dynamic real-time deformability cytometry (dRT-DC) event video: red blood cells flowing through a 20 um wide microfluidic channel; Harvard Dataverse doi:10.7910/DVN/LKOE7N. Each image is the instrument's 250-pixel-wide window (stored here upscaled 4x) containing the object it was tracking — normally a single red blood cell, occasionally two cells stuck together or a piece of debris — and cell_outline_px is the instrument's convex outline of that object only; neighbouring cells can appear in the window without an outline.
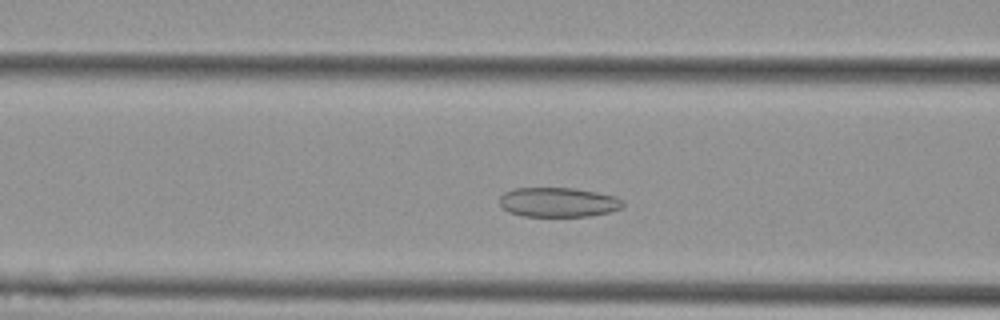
{"species": "Egyptian fruit bat (a non-hibernating species)", "species_latin": "Rousettus aegyptiacus", "temperature_condition": "cold", "stored_images_in_passage": 45, "camera_frame_rate_fps": 3000, "um_per_image_px": 0.085, "animal": {"sex": "female"}, "frame": {"image": 1, "passage_image": 12, "time_ms": 3.667, "image_size_px": [1000, 320], "cell_outline_px": [[624, 204], [620, 208], [612, 212], [588, 216], [520, 216], [508, 212], [500, 204], [500, 196], [504, 192], [512, 188], [572, 188], [596, 192], [616, 196], [624, 200]], "centroid_in_image_um": [47.45, 17.19], "position_along_channel_um": 119.1, "area_um2": 21.39}}
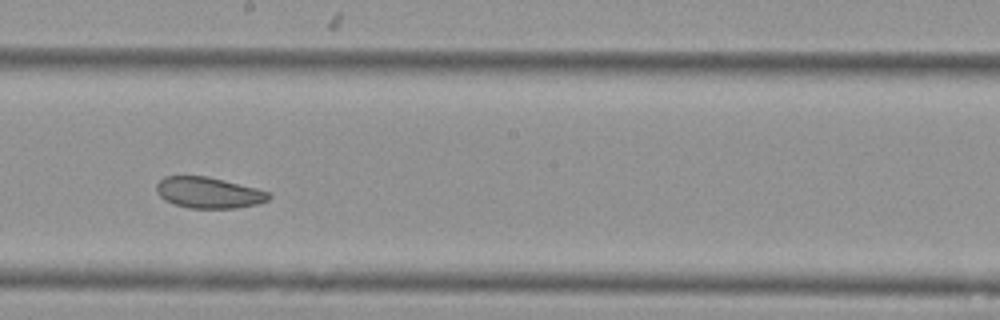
{"frame": {"image": 2, "passage_image": 21, "time_ms": 6.667, "image_size_px": [1000, 320], "cell_outline_px": [[272, 196], [268, 200], [256, 204], [236, 208], [188, 208], [164, 200], [156, 192], [156, 184], [164, 176], [208, 176], [256, 188], [268, 192]], "centroid_in_image_um": [17.71, 16.37], "position_along_channel_um": 230.5, "area_um2": 20.29}}
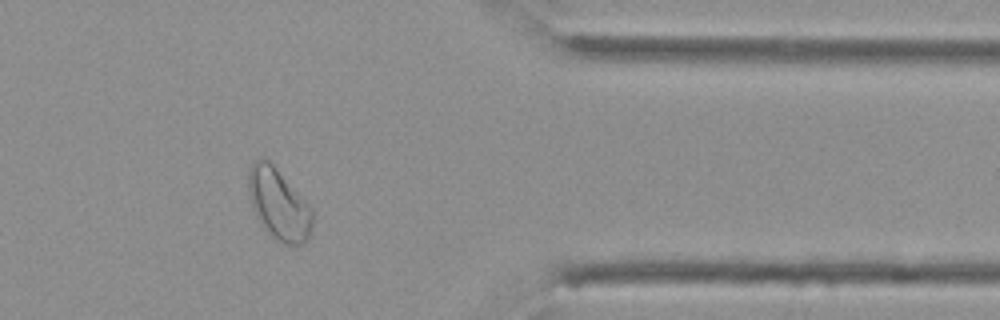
{"frame": {"image": 3, "passage_image": 35, "time_ms": 11.333, "image_size_px": [1000, 320], "cell_outline_px": [[312, 228], [308, 240], [304, 244], [284, 244], [272, 236], [260, 224], [256, 216], [248, 192], [248, 168], [260, 156], [264, 156], [272, 164], [312, 208]], "centroid_in_image_um": [23.67, 17.35], "position_along_channel_um": 387.7, "area_um2": 26.36}}